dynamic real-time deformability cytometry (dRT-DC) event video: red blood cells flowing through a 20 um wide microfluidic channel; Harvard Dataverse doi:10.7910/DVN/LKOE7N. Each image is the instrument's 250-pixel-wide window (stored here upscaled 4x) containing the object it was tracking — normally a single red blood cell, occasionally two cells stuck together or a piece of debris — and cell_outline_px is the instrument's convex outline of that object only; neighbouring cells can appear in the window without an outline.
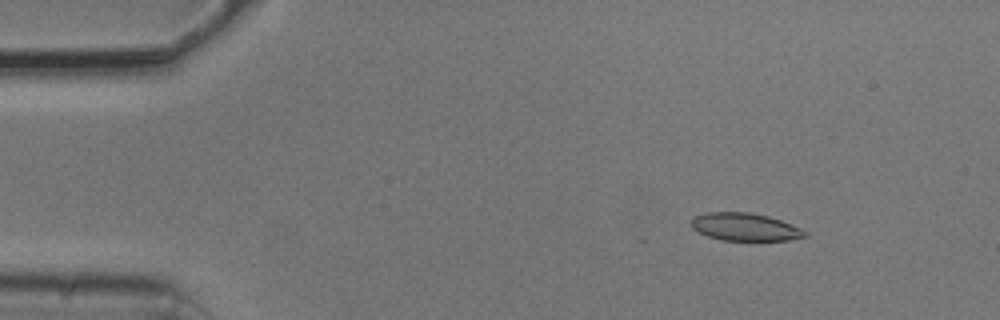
{"species": "common noctule bat (a hibernating species)", "species_latin": "Nyctalus noctula", "temperature_condition": "cold", "stored_images_in_passage": 53, "camera_frame_rate_fps": 3000, "um_per_image_px": 0.085, "animal": {"sex": "male", "body_mass_g": 20.5, "forearm_length_mm": 52.5}, "frame": {"image": 1, "passage_image": 7, "time_ms": 2.0, "image_size_px": [1000, 320], "cell_outline_px": [[808, 236], [788, 240], [720, 240], [708, 236], [692, 228], [692, 220], [696, 216], [708, 212], [748, 212], [768, 216], [792, 224], [808, 232]], "centroid_in_image_um": [63.36, 19.29], "position_along_channel_um": 21.6, "area_um2": 18.21}}
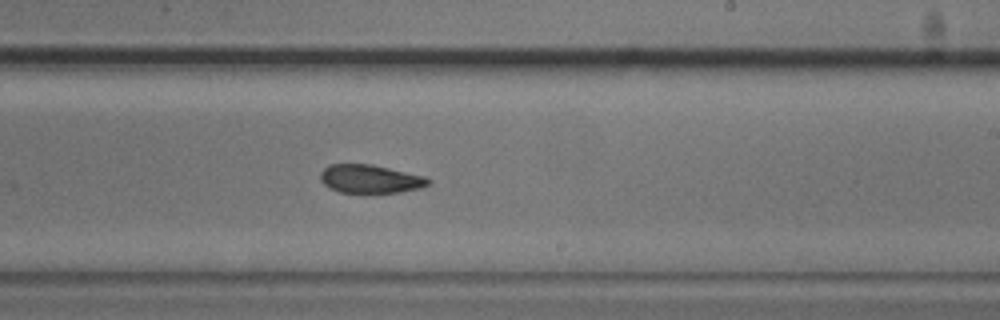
{"frame": {"image": 2, "passage_image": 32, "time_ms": 10.333, "image_size_px": [1000, 320], "cell_outline_px": [[432, 184], [420, 188], [400, 192], [340, 192], [328, 188], [320, 180], [320, 172], [328, 164], [372, 164], [424, 176], [432, 180]], "centroid_in_image_um": [31.47, 15.2], "position_along_channel_um": 257.5, "area_um2": 17.92}}
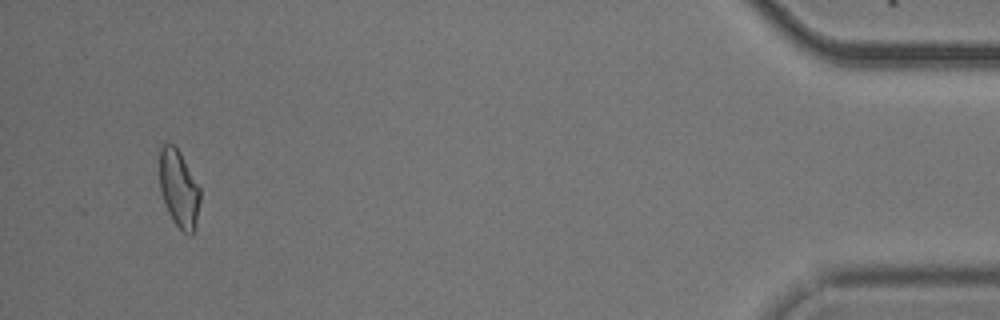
{"frame": {"image": 3, "passage_image": 51, "time_ms": 16.667, "image_size_px": [1000, 320], "cell_outline_px": [[200, 200], [196, 220], [192, 236], [188, 236], [172, 220], [168, 212], [160, 192], [160, 148], [164, 144], [172, 144], [180, 152], [200, 188]], "centroid_in_image_um": [15.2, 16.06], "position_along_channel_um": 420.0, "area_um2": 18.09}, "authors_computed_cell_mechanics": {"area_um2": 18.6694, "velocity_mm_per_s": 3.7654, "shape_relaxation_time_tau1_ms": 2.8528, "shape_relaxation_time_tau2_ms": 2.6351, "deformation_change_tau1": 0.1154, "deformation_change_tau2": 0.0919}}